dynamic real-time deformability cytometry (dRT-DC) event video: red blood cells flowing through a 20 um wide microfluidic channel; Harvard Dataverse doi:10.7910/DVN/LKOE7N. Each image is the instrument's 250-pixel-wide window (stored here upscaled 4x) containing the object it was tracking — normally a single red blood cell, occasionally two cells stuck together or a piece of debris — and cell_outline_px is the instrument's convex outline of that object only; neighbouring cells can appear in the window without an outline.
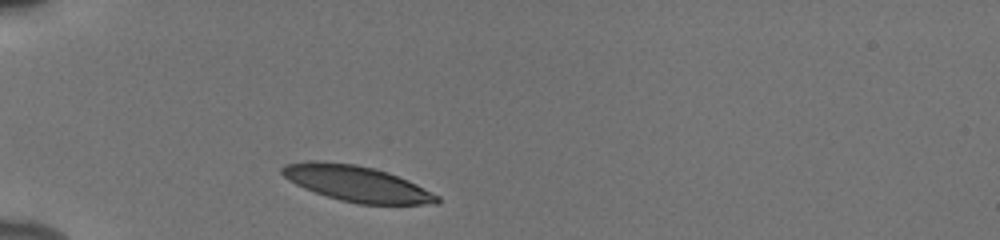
{"species": "human", "species_latin": "Homo sapiens", "temperature_condition": "cold", "stored_images_in_passage": 33, "camera_frame_rate_fps": 3000, "um_per_image_px": 0.085, "donor": {"sex": "male"}, "frame": {"image": 1, "passage_image": 1, "time_ms": 0.0, "image_size_px": [1000, 240], "cell_outline_px": [[440, 204], [360, 204], [340, 200], [304, 188], [288, 180], [280, 172], [280, 168], [284, 164], [308, 160], [320, 160], [356, 164], [388, 172], [408, 180], [440, 196]], "centroid_in_image_um": [30.31, 15.59], "position_along_channel_um": 54.7, "area_um2": 32.37}}
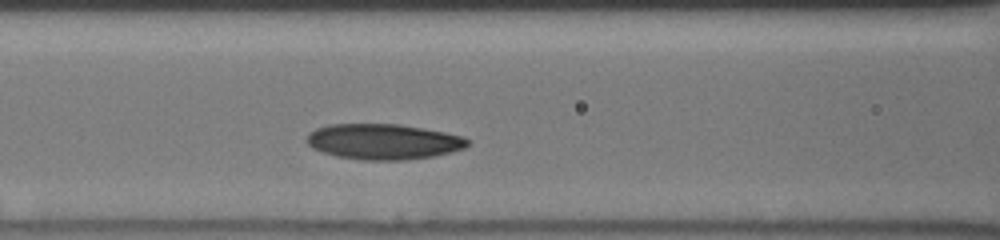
{"frame": {"image": 2, "passage_image": 9, "time_ms": 2.667, "image_size_px": [1000, 240], "cell_outline_px": [[472, 144], [464, 148], [452, 152], [432, 156], [404, 160], [364, 160], [336, 156], [312, 148], [308, 144], [308, 132], [316, 128], [328, 124], [400, 124], [424, 128], [464, 136], [472, 140]], "centroid_in_image_um": [32.64, 12.03], "position_along_channel_um": 134.0, "area_um2": 33.52}}
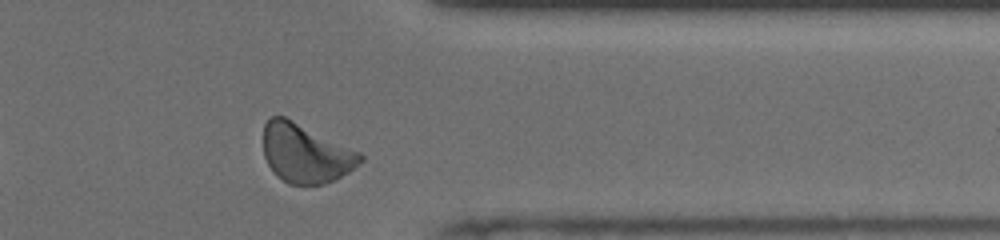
{"frame": {"image": 3, "passage_image": 29, "time_ms": 9.333, "image_size_px": [1000, 240], "cell_outline_px": [[364, 160], [360, 164], [348, 172], [324, 184], [288, 184], [276, 176], [272, 172], [264, 156], [264, 124], [272, 116], [284, 116], [360, 152], [364, 156]], "centroid_in_image_um": [25.96, 13.04], "position_along_channel_um": 385.4, "area_um2": 33.06}, "authors_computed_cell_mechanics": {"area_um2": 33.1194, "velocity_mm_per_s": 3.8285, "shape_relaxation_time_tau1_ms": 3.5514, "shape_relaxation_time_tau2_ms": 3.8115, "deformation_change_tau1": 0.1085, "deformation_change_tau2": 0.0993}}